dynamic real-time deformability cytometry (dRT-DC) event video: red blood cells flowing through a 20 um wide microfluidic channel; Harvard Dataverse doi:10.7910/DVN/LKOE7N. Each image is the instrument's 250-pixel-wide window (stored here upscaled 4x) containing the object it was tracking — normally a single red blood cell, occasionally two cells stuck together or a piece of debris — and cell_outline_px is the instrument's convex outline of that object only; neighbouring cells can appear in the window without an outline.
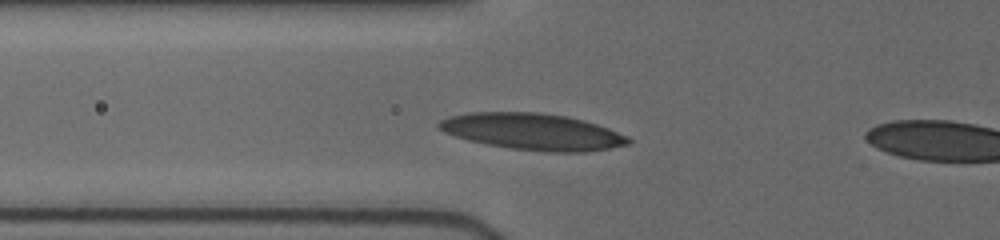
{"species": "human", "species_latin": "Homo sapiens", "temperature_condition": "cold", "stored_images_in_passage": 5, "camera_frame_rate_fps": 3000, "um_per_image_px": 0.085, "donor": {"sex": "female"}, "frame": {"image": 1, "passage_image": 5, "time_ms": 3.333, "image_size_px": [1000, 240], "cell_outline_px": [[632, 144], [612, 148], [584, 152], [548, 152], [508, 148], [468, 140], [444, 132], [436, 124], [440, 120], [448, 116], [468, 112], [540, 112], [564, 116], [584, 120], [608, 128], [628, 136], [632, 140]], "centroid_in_image_um": [45.3, 11.19], "position_along_channel_um": 80.5, "area_um2": 40.46}}